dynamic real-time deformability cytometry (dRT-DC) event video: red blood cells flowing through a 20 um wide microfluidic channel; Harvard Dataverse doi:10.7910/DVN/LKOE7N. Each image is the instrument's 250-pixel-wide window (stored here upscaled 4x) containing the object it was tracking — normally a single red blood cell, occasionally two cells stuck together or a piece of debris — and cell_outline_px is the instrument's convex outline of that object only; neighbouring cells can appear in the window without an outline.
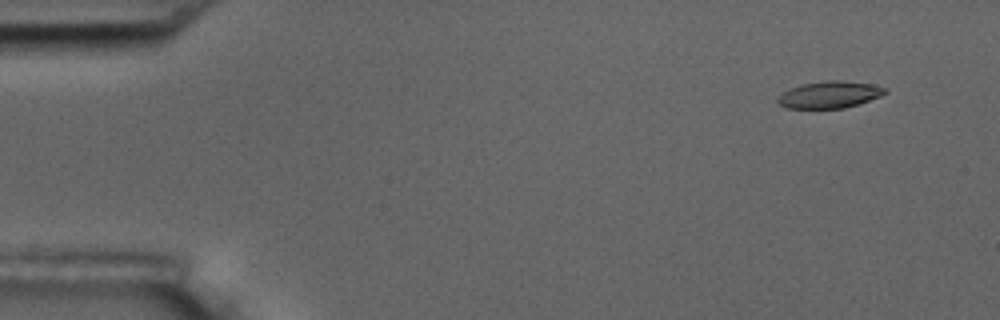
{"species": "common noctule bat (a hibernating species)", "species_latin": "Nyctalus noctula", "temperature_condition": "room temperature", "stored_images_in_passage": 9, "camera_frame_rate_fps": 3000, "um_per_image_px": 0.085, "animal": {"sex": "male", "body_mass_g": 17.5, "forearm_length_mm": 52.3}, "frame": {"image": 1, "passage_image": 2, "time_ms": 1.333, "image_size_px": [1000, 320], "cell_outline_px": [[888, 92], [880, 96], [844, 108], [788, 108], [780, 104], [776, 100], [784, 92], [792, 88], [804, 84], [828, 80], [840, 80], [872, 84], [888, 88]], "centroid_in_image_um": [70.56, 8.04], "position_along_channel_um": 14.4, "area_um2": 16.47}}
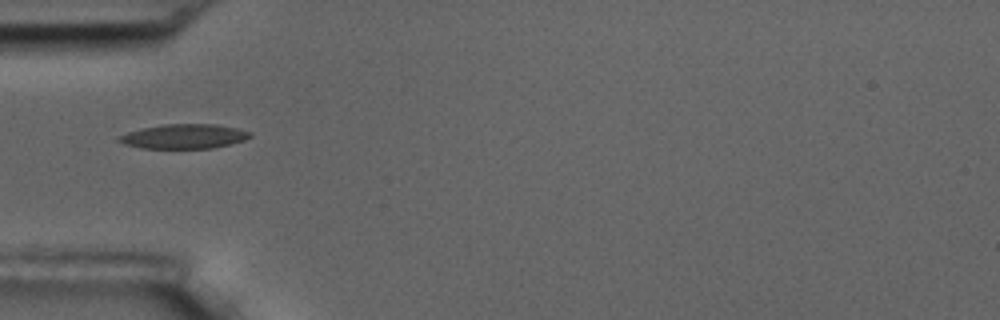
{"frame": {"image": 2, "passage_image": 6, "time_ms": 6.0, "image_size_px": [1000, 320], "cell_outline_px": [[252, 136], [244, 140], [212, 148], [140, 148], [124, 144], [116, 140], [120, 136], [128, 132], [140, 128], [164, 124], [216, 124], [236, 128], [252, 132]], "centroid_in_image_um": [15.63, 11.58], "position_along_channel_um": 69.4, "area_um2": 18.67}}
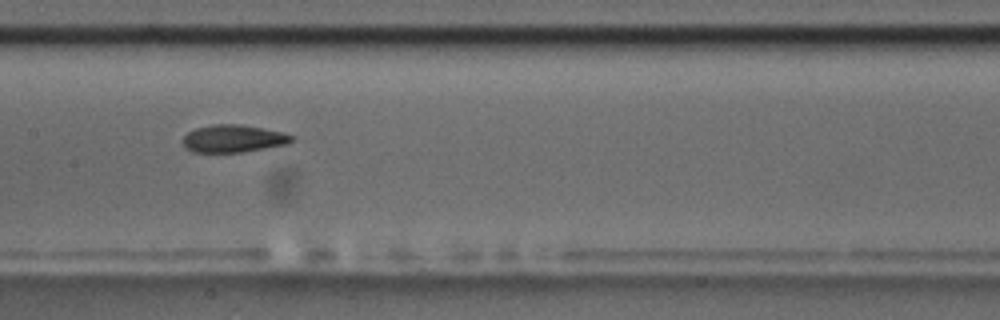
{"frame": {"image": 3, "passage_image": 9, "time_ms": 9.333, "image_size_px": [1000, 320], "cell_outline_px": [[296, 140], [288, 144], [244, 152], [192, 152], [184, 148], [184, 136], [188, 132], [196, 128], [212, 124], [240, 124], [280, 132], [296, 136]], "centroid_in_image_um": [19.86, 11.79], "position_along_channel_um": 187.5, "area_um2": 17.51}}